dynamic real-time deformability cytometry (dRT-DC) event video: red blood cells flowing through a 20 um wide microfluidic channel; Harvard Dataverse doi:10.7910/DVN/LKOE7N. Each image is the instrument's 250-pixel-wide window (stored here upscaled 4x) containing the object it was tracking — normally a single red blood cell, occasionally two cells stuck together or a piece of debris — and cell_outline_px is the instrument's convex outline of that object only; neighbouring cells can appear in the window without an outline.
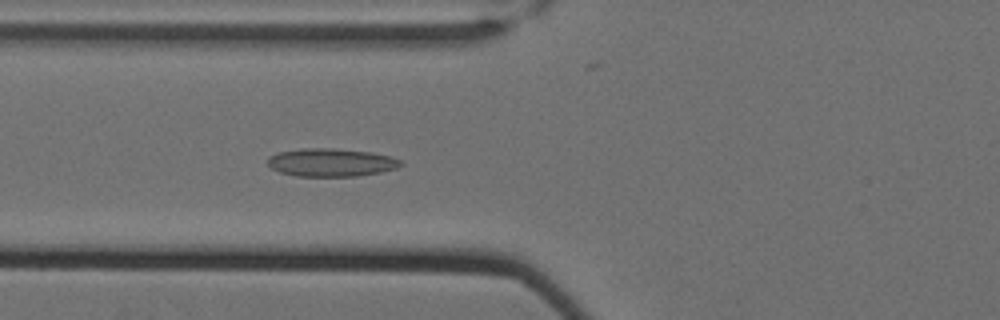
{"species": "Egyptian fruit bat (a non-hibernating species)", "species_latin": "Rousettus aegyptiacus", "temperature_condition": "cold", "stored_images_in_passage": 59, "camera_frame_rate_fps": 3000, "um_per_image_px": 0.085, "animal": {"sex": "female"}, "frame": {"image": 1, "passage_image": 24, "time_ms": 7.667, "image_size_px": [1000, 320], "cell_outline_px": [[404, 164], [396, 168], [380, 172], [356, 176], [296, 176], [280, 172], [272, 168], [268, 164], [268, 156], [280, 152], [300, 148], [332, 148], [372, 152], [392, 156], [400, 160]], "centroid_in_image_um": [28.16, 13.8], "position_along_channel_um": 97.6, "area_um2": 21.79}}
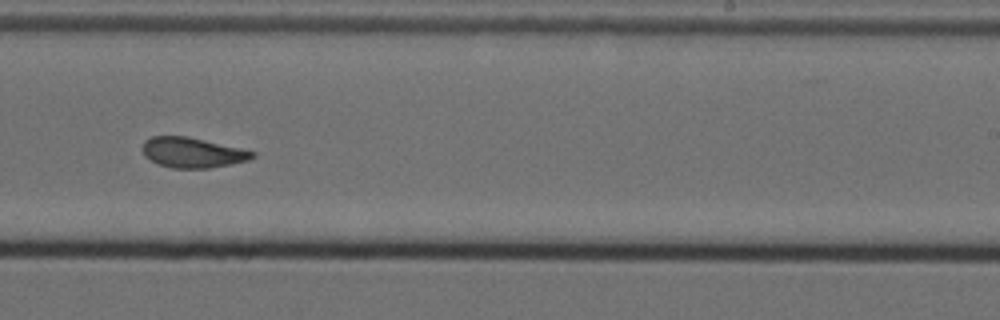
{"frame": {"image": 2, "passage_image": 39, "time_ms": 12.667, "image_size_px": [1000, 320], "cell_outline_px": [[256, 156], [248, 160], [232, 164], [208, 168], [172, 168], [160, 164], [144, 156], [144, 140], [152, 136], [188, 136], [256, 152]], "centroid_in_image_um": [16.38, 12.96], "position_along_channel_um": 272.6, "area_um2": 19.13}}
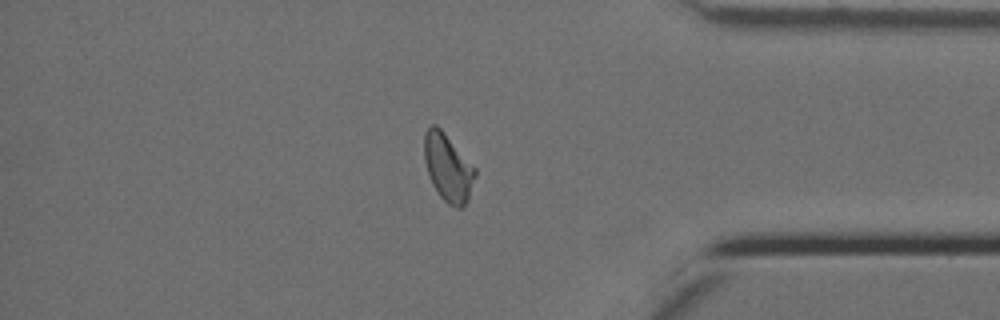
{"frame": {"image": 3, "passage_image": 51, "time_ms": 16.667, "image_size_px": [1000, 320], "cell_outline_px": [[476, 176], [468, 200], [464, 208], [456, 208], [448, 204], [440, 196], [432, 184], [424, 160], [424, 132], [432, 124], [436, 124], [444, 132], [476, 168]], "centroid_in_image_um": [38.09, 14.26], "position_along_channel_um": 397.1, "area_um2": 20.11}, "authors_computed_cell_mechanics": {"area_um2": 20.0566, "velocity_mm_per_s": 3.4835, "shape_relaxation_time_tau1_ms": null, "shape_relaxation_time_tau2_ms": 2.583, "deformation_change_tau1": null, "deformation_change_tau2": 0.0967}}